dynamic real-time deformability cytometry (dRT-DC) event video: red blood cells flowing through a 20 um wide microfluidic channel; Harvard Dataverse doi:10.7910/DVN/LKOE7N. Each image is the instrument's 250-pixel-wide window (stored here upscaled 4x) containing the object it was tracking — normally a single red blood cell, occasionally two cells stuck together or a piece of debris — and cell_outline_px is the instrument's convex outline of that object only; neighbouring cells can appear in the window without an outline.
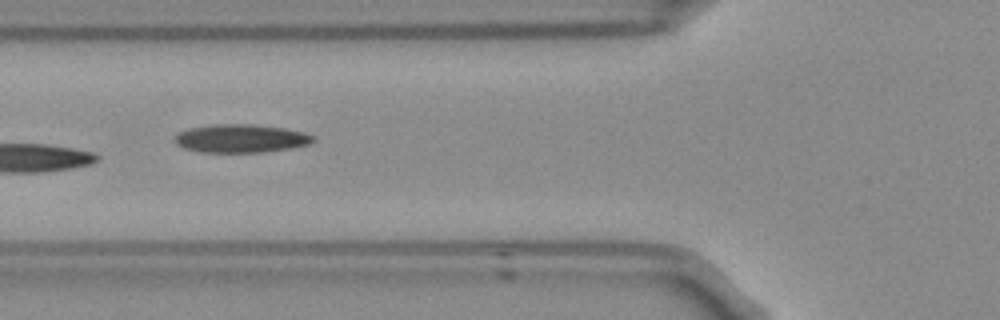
{"species": "Egyptian fruit bat (a non-hibernating species)", "species_latin": "Rousettus aegyptiacus", "temperature_condition": "room temperature", "stored_images_in_passage": 14, "camera_frame_rate_fps": 3000, "um_per_image_px": 0.085, "frame": {"image": 1, "passage_image": 5, "time_ms": 1.333, "image_size_px": [1000, 320], "cell_outline_px": [[316, 140], [308, 144], [292, 148], [264, 152], [200, 152], [184, 148], [176, 144], [176, 136], [180, 132], [188, 128], [212, 124], [252, 124], [284, 128], [304, 132], [316, 136]], "centroid_in_image_um": [20.51, 11.76], "position_along_channel_um": 105.3, "area_um2": 22.89}}
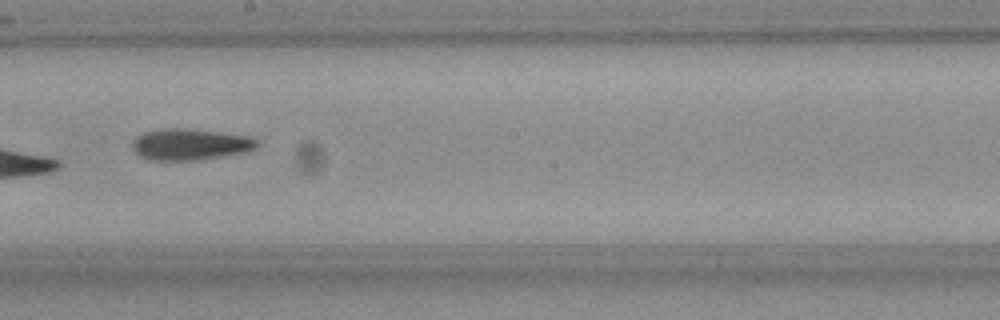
{"frame": {"image": 2, "passage_image": 8, "time_ms": 2.333, "image_size_px": [1000, 320], "cell_outline_px": [[260, 144], [256, 148], [240, 152], [196, 160], [152, 160], [140, 156], [132, 148], [132, 140], [136, 136], [144, 132], [160, 128], [192, 128], [248, 136], [256, 140]], "centroid_in_image_um": [16.1, 12.25], "position_along_channel_um": 232.1, "area_um2": 22.66}}